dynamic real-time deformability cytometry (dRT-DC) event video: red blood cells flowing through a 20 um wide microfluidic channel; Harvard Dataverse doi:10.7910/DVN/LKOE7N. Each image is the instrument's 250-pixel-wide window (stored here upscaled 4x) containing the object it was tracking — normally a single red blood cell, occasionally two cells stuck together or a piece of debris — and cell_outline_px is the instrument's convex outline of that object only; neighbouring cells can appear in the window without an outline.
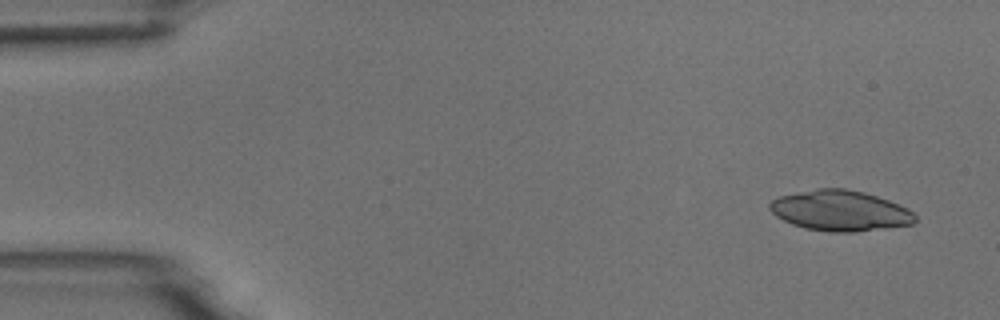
{"species": "common noctule bat (a hibernating species)", "species_latin": "Nyctalus noctula", "temperature_condition": "room temperature", "stored_images_in_passage": 4, "camera_frame_rate_fps": 3000, "um_per_image_px": 0.085, "animal": {"sex": "male", "body_mass_g": 18.8}, "frame": {"image": 1, "passage_image": 1, "time_ms": 0.0, "image_size_px": [1000, 320], "cell_outline_px": [[916, 220], [912, 224], [856, 232], [828, 232], [804, 228], [792, 224], [776, 216], [768, 208], [768, 204], [772, 200], [780, 196], [820, 188], [844, 188], [864, 192], [888, 200], [908, 208], [916, 216]], "centroid_in_image_um": [71.4, 17.91], "position_along_channel_um": 13.6, "area_um2": 34.22}}